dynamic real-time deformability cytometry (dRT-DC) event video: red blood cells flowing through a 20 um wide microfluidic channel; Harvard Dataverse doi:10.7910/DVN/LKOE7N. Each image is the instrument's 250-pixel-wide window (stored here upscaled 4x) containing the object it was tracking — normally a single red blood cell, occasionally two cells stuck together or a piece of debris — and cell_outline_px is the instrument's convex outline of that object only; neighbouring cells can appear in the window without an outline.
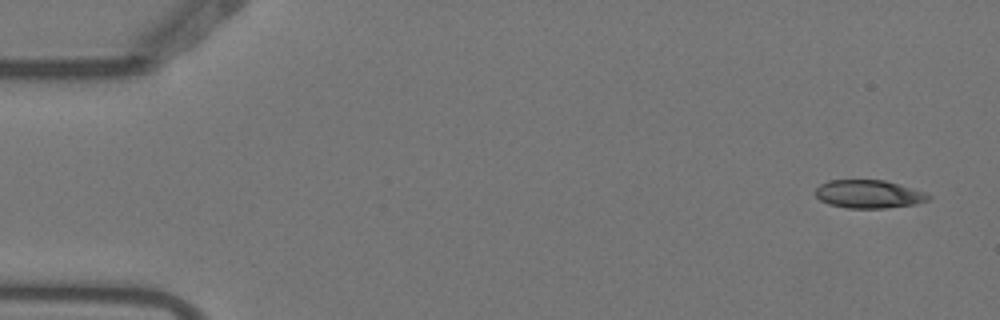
{"species": "Egyptian fruit bat (a non-hibernating species)", "species_latin": "Rousettus aegyptiacus", "temperature_condition": "warm", "stored_images_in_passage": 4, "camera_frame_rate_fps": 3000, "um_per_image_px": 0.085, "animal": {"sex": "female"}, "frame": {"image": 1, "passage_image": 1, "time_ms": 0.0, "image_size_px": [1000, 320], "cell_outline_px": [[932, 196], [928, 200], [916, 204], [884, 208], [848, 208], [828, 204], [820, 200], [816, 196], [816, 188], [820, 184], [828, 180], [884, 180], [912, 188], [924, 192]], "centroid_in_image_um": [73.83, 16.5], "position_along_channel_um": 11.2, "area_um2": 18.5}}
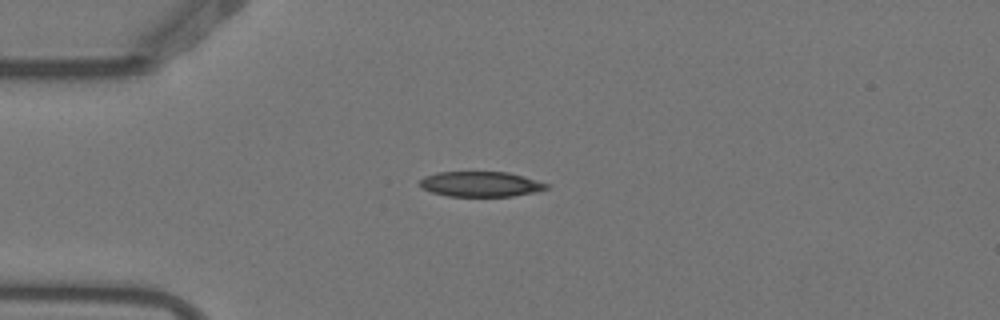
{"frame": {"image": 2, "passage_image": 4, "time_ms": 1.0, "image_size_px": [1000, 320], "cell_outline_px": [[552, 184], [548, 188], [536, 192], [512, 196], [448, 196], [432, 192], [420, 188], [420, 180], [424, 176], [436, 172], [508, 172], [524, 176]], "centroid_in_image_um": [40.88, 15.64], "position_along_channel_um": 44.1, "area_um2": 18.79}}